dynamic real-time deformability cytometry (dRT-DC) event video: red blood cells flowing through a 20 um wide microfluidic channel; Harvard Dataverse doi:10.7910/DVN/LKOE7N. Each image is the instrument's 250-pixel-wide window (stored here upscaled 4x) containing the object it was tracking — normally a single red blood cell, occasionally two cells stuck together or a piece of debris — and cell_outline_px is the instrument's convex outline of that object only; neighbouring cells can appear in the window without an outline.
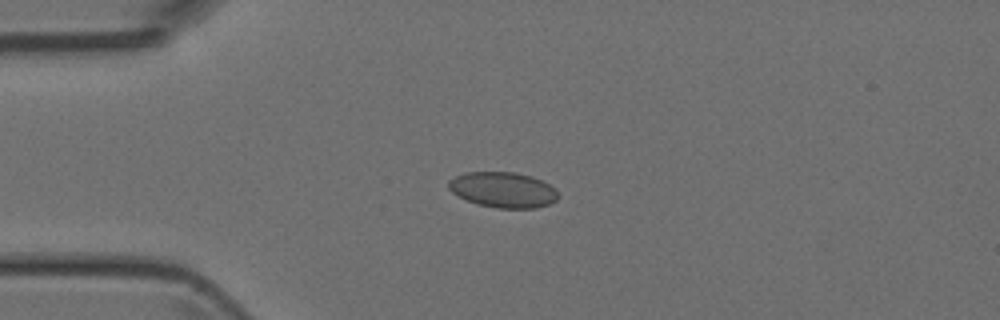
{"species": "Egyptian fruit bat (a non-hibernating species)", "species_latin": "Rousettus aegyptiacus", "temperature_condition": "room temperature", "stored_images_in_passage": 8, "camera_frame_rate_fps": 3000, "um_per_image_px": 0.085, "animal": {"sex": "female"}, "frame": {"image": 1, "passage_image": 3, "time_ms": 2.667, "image_size_px": [1000, 320], "cell_outline_px": [[560, 196], [556, 200], [548, 204], [536, 208], [496, 208], [476, 204], [452, 192], [448, 188], [448, 180], [464, 172], [512, 172], [532, 176], [548, 184]], "centroid_in_image_um": [42.73, 16.13], "position_along_channel_um": 42.3, "area_um2": 22.54}}
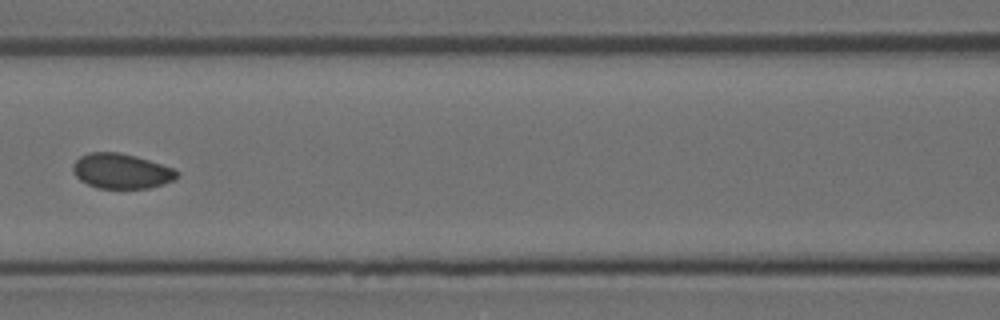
{"frame": {"image": 2, "passage_image": 6, "time_ms": 6.0, "image_size_px": [1000, 320], "cell_outline_px": [[180, 172], [172, 180], [164, 184], [148, 188], [96, 188], [80, 180], [72, 172], [72, 164], [80, 156], [92, 152], [120, 152], [136, 156], [172, 168]], "centroid_in_image_um": [10.28, 14.54], "position_along_channel_um": 156.3, "area_um2": 21.15}}
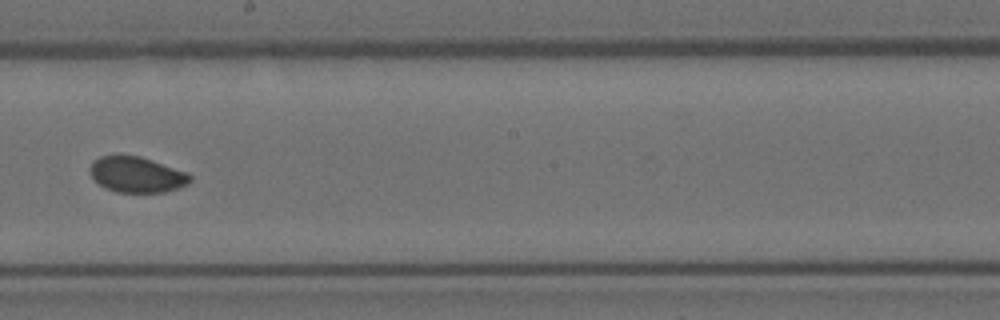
{"frame": {"image": 3, "passage_image": 8, "time_ms": 8.0, "image_size_px": [1000, 320], "cell_outline_px": [[192, 180], [188, 184], [180, 188], [164, 192], [116, 192], [104, 188], [92, 176], [88, 168], [92, 160], [100, 156], [116, 152], [120, 152], [140, 156], [188, 172], [192, 176]], "centroid_in_image_um": [11.6, 14.8], "position_along_channel_um": 236.6, "area_um2": 21.56}}